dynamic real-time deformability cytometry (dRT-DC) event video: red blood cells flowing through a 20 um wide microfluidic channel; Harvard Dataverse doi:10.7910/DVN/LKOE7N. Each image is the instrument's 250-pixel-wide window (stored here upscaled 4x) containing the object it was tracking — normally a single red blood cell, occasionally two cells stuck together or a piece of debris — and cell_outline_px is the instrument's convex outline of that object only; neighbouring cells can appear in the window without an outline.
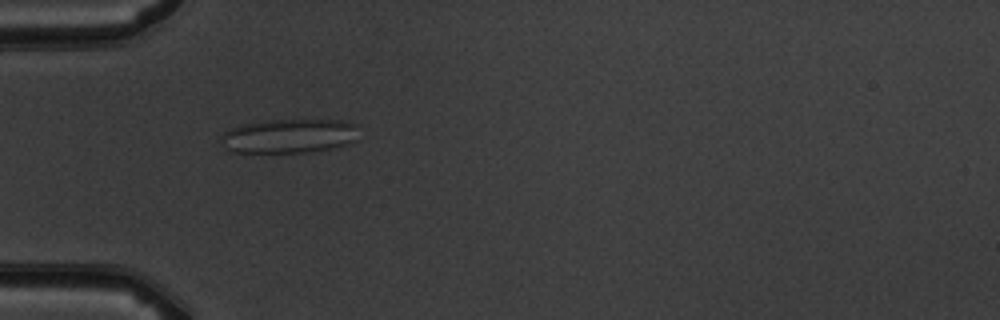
{"species": "common noctule bat (a hibernating species)", "species_latin": "Nyctalus noctula", "temperature_condition": "warm", "stored_images_in_passage": 4, "camera_frame_rate_fps": 3000, "um_per_image_px": 0.085, "animal": {"sex": "male", "body_mass_g": 19.5, "forearm_length_mm": 54.6}, "frame": {"image": 1, "passage_image": 3, "time_ms": 2.333, "image_size_px": [1000, 320], "cell_outline_px": [[356, 140], [348, 144], [332, 148], [308, 152], [228, 152], [224, 148], [220, 136], [228, 128], [244, 124], [272, 120], [344, 120], [356, 124]], "centroid_in_image_um": [24.54, 11.56], "position_along_channel_um": 60.5, "area_um2": 27.51}}
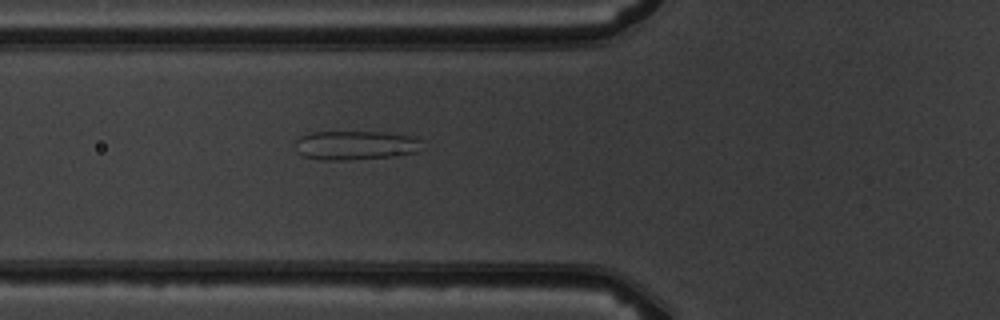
{"frame": {"image": 2, "passage_image": 4, "time_ms": 3.333, "image_size_px": [1000, 320], "cell_outline_px": [[420, 140], [416, 152], [400, 156], [344, 160], [320, 160], [304, 156], [300, 152], [296, 140], [300, 136], [312, 132], [384, 132], [412, 136]], "centroid_in_image_um": [30.22, 12.35], "position_along_channel_um": 95.6, "area_um2": 21.27}}